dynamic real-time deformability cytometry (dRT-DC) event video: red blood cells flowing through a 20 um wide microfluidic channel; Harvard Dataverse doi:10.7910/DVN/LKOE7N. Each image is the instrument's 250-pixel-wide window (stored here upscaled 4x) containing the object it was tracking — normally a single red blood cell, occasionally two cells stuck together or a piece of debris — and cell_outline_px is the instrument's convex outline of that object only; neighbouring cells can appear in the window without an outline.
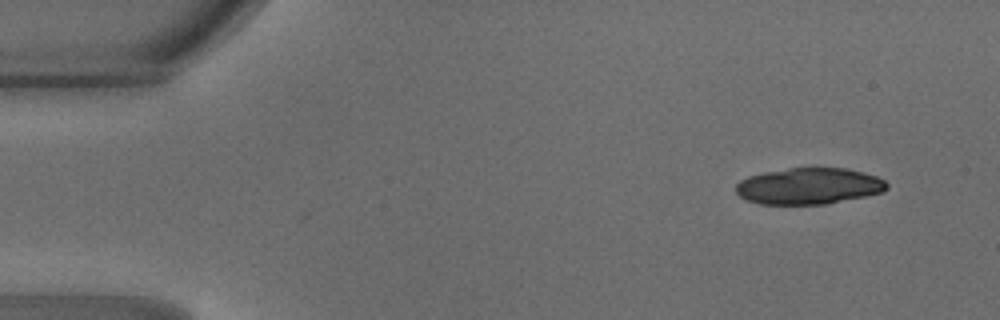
{"species": "common noctule bat (a hibernating species)", "species_latin": "Nyctalus noctula", "temperature_condition": "warm", "stored_images_in_passage": 14, "camera_frame_rate_fps": 3000, "um_per_image_px": 0.085, "animal": {"sex": "male", "body_mass_g": 18.8}, "frame": {"image": 1, "passage_image": 1, "time_ms": 0.0, "image_size_px": [1000, 320], "cell_outline_px": [[888, 188], [884, 192], [828, 204], [760, 204], [748, 200], [740, 196], [736, 192], [736, 184], [740, 180], [748, 176], [764, 172], [788, 168], [844, 168], [864, 172], [876, 176], [884, 180], [888, 184]], "centroid_in_image_um": [68.77, 15.82], "position_along_channel_um": 16.2, "area_um2": 32.08}}